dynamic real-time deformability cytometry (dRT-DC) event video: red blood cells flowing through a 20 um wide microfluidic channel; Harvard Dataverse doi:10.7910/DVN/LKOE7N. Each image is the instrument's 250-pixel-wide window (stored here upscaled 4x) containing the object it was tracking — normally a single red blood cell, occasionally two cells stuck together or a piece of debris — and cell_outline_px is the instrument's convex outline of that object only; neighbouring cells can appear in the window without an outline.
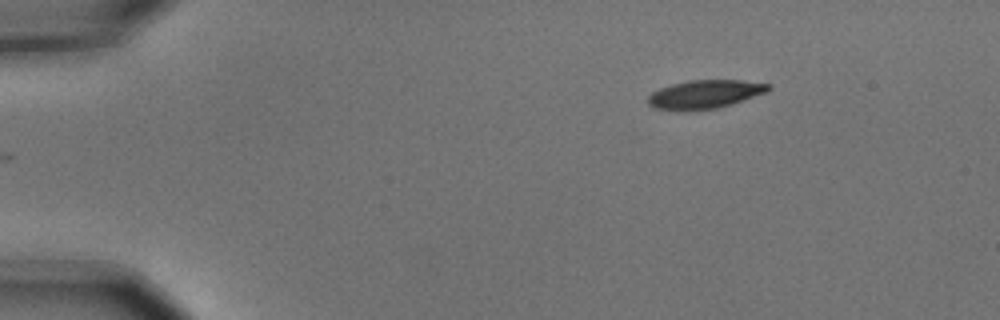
{"species": "common noctule bat (a hibernating species)", "species_latin": "Nyctalus noctula", "temperature_condition": "cold", "stored_images_in_passage": 2, "camera_frame_rate_fps": 3000, "um_per_image_px": 0.085, "animal": {"sex": "male", "body_mass_g": 15.6}, "frame": {"image": 1, "passage_image": 2, "time_ms": 0.333, "image_size_px": [1000, 320], "cell_outline_px": [[772, 88], [768, 92], [732, 104], [716, 108], [680, 112], [652, 108], [648, 104], [648, 96], [652, 92], [660, 88], [672, 84], [688, 80], [740, 80], [772, 84]], "centroid_in_image_um": [59.9, 8.03], "position_along_channel_um": 25.1, "area_um2": 20.4}}